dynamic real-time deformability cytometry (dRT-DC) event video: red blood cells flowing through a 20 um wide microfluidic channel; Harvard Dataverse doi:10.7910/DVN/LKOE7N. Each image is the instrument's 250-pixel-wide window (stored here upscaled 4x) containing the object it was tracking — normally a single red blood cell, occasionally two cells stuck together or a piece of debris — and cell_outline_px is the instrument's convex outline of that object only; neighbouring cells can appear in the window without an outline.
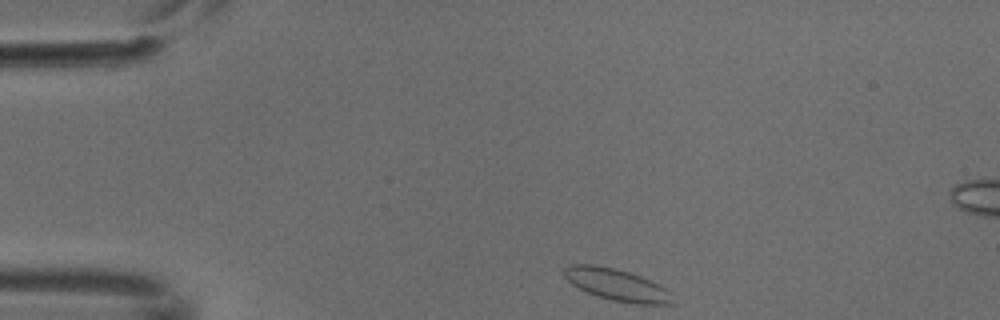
{"species": "common noctule bat (a hibernating species)", "species_latin": "Nyctalus noctula", "temperature_condition": "cold", "stored_images_in_passage": 3, "camera_frame_rate_fps": 3000, "um_per_image_px": 0.085, "animal": {"sex": "male", "body_mass_g": 18.8}, "frame": {"image": 1, "passage_image": 1, "time_ms": 0.0, "image_size_px": [1000, 320], "cell_outline_px": [[676, 304], [632, 304], [612, 300], [596, 296], [572, 284], [564, 276], [564, 268], [568, 264], [592, 264], [616, 268], [640, 276], [660, 284], [672, 292]], "centroid_in_image_um": [52.49, 24.21], "position_along_channel_um": 32.5, "area_um2": 20.4}}